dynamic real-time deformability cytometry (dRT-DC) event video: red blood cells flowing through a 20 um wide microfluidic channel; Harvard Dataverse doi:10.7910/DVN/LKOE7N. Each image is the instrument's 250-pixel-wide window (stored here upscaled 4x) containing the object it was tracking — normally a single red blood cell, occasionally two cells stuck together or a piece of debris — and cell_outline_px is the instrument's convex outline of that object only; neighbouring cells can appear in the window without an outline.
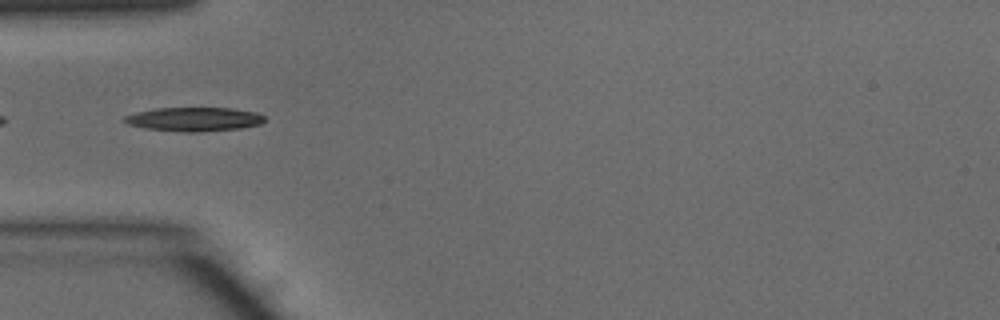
{"species": "common noctule bat (a hibernating species)", "species_latin": "Nyctalus noctula", "temperature_condition": "warm", "stored_images_in_passage": 39, "camera_frame_rate_fps": 3000, "um_per_image_px": 0.085, "animal": {"sex": "male", "body_mass_g": 15.6}, "frame": {"image": 1, "passage_image": 6, "time_ms": 1.667, "image_size_px": [1000, 320], "cell_outline_px": [[264, 120], [260, 124], [240, 128], [200, 132], [184, 132], [148, 128], [128, 124], [120, 120], [124, 116], [136, 112], [156, 108], [232, 108], [256, 112], [264, 116]], "centroid_in_image_um": [16.48, 10.13], "position_along_channel_um": 68.5, "area_um2": 19.48}}
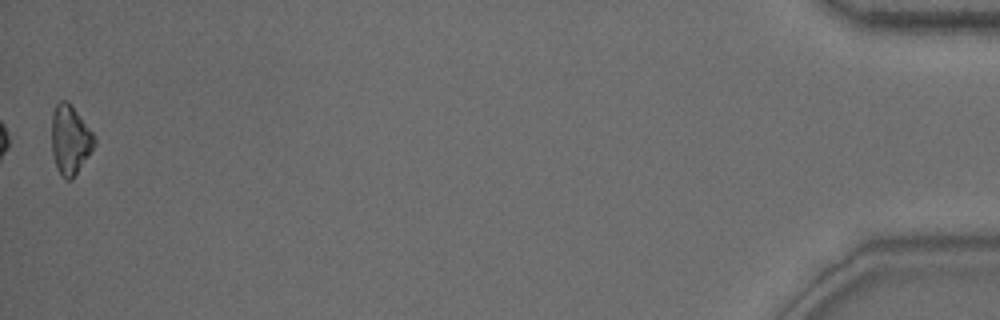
{"frame": {"image": 2, "passage_image": 39, "time_ms": 12.667, "image_size_px": [1000, 320], "cell_outline_px": [[96, 144], [72, 180], [68, 180], [60, 176], [56, 168], [52, 152], [52, 112], [56, 104], [60, 100], [68, 100], [96, 136]], "centroid_in_image_um": [5.96, 11.88], "position_along_channel_um": 429.2, "area_um2": 17.46}, "authors_computed_cell_mechanics": {"area_um2": 18.3226, "velocity_mm_per_s": 4.154, "shape_relaxation_time_tau1_ms": 6.8047, "shape_relaxation_time_tau2_ms": null, "deformation_change_tau1": 0.181, "deformation_change_tau2": null}}